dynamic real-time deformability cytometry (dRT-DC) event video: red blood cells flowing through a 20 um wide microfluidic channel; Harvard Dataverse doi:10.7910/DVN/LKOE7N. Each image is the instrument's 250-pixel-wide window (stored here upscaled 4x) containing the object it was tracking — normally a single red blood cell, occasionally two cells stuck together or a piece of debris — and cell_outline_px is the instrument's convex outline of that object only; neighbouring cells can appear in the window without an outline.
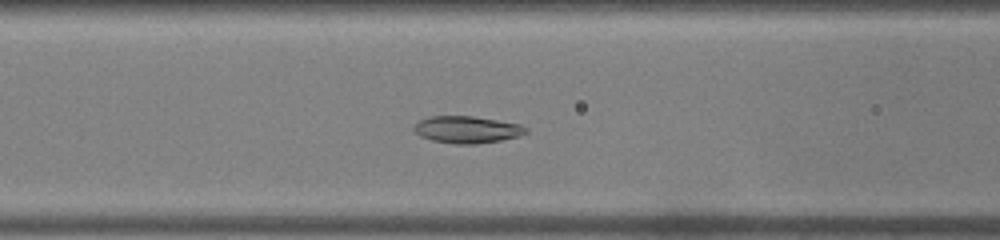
{"species": "common noctule bat (a hibernating species)", "species_latin": "Nyctalus noctula", "temperature_condition": "warm", "stored_images_in_passage": 44, "camera_frame_rate_fps": 3000, "um_per_image_px": 0.085, "animal": {"sex": "male", "body_mass_g": 19.0, "forearm_length_mm": 50.8}, "frame": {"image": 1, "passage_image": 15, "time_ms": 4.667, "image_size_px": [1000, 240], "cell_outline_px": [[528, 132], [516, 136], [500, 140], [476, 144], [456, 144], [432, 140], [420, 136], [412, 128], [420, 120], [432, 116], [472, 116], [520, 124], [528, 128]], "centroid_in_image_um": [39.69, 11.01], "position_along_channel_um": 126.9, "area_um2": 17.4}}
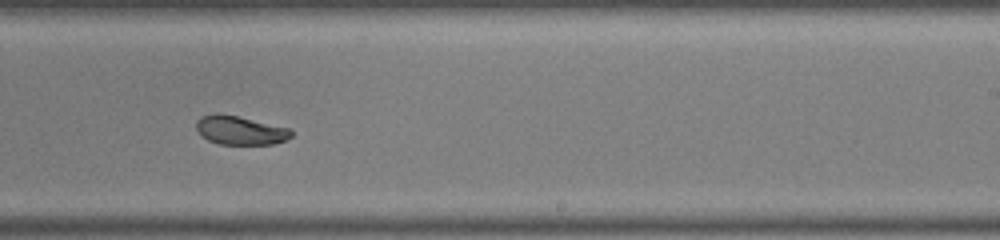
{"frame": {"image": 2, "passage_image": 25, "time_ms": 8.0, "image_size_px": [1000, 240], "cell_outline_px": [[292, 136], [284, 140], [272, 144], [220, 144], [208, 140], [200, 136], [196, 128], [196, 120], [200, 116], [216, 112], [236, 116], [288, 128], [292, 132]], "centroid_in_image_um": [20.33, 11.07], "position_along_channel_um": 268.7, "area_um2": 15.84}}
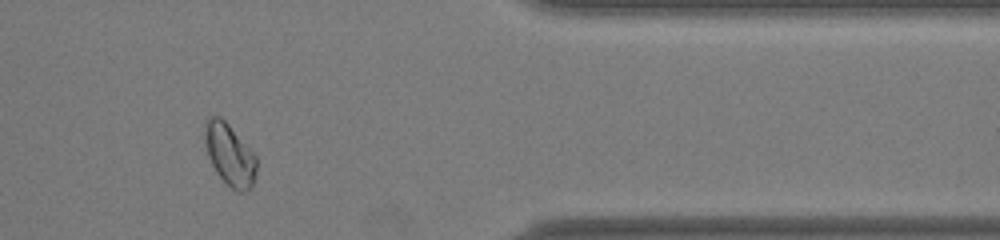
{"frame": {"image": 3, "passage_image": 35, "time_ms": 11.333, "image_size_px": [1000, 240], "cell_outline_px": [[256, 172], [252, 184], [248, 192], [236, 192], [216, 172], [208, 156], [204, 144], [204, 124], [208, 116], [220, 116], [228, 124], [256, 156]], "centroid_in_image_um": [19.49, 13.13], "position_along_channel_um": 391.9, "area_um2": 18.55}, "authors_computed_cell_mechanics": {"area_um2": 18.4093, "velocity_mm_per_s": 4.2647, "shape_relaxation_time_tau1_ms": 9.8006, "shape_relaxation_time_tau2_ms": 4.4216, "deformation_change_tau1": 0.2502, "deformation_change_tau2": 0.0672}}